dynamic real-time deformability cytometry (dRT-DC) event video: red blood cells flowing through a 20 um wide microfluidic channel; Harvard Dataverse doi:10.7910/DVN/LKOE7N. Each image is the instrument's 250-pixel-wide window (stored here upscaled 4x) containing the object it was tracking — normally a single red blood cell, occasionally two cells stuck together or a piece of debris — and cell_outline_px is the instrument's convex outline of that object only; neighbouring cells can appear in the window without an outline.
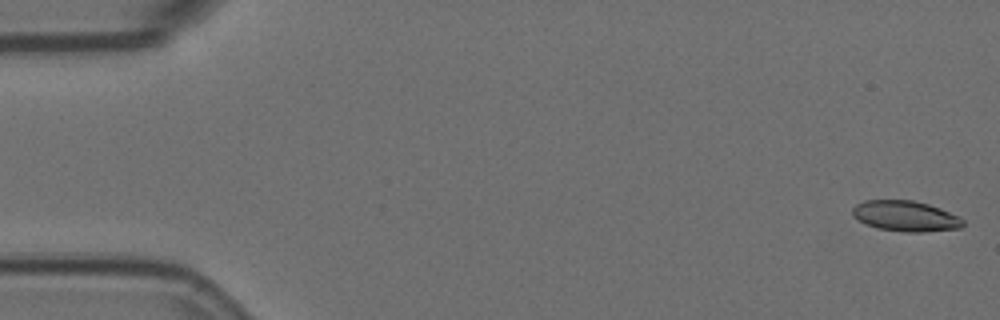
{"species": "Egyptian fruit bat (a non-hibernating species)", "species_latin": "Rousettus aegyptiacus", "temperature_condition": "room temperature", "stored_images_in_passage": 14, "camera_frame_rate_fps": 3000, "um_per_image_px": 0.085, "animal": {"sex": "female"}, "frame": {"image": 1, "passage_image": 1, "time_ms": 0.0, "image_size_px": [1000, 320], "cell_outline_px": [[964, 224], [960, 228], [920, 232], [904, 232], [880, 228], [868, 224], [852, 216], [852, 208], [856, 204], [864, 200], [912, 200], [928, 204], [940, 208], [960, 216], [964, 220]], "centroid_in_image_um": [76.99, 18.35], "position_along_channel_um": 8.0, "area_um2": 19.59}}
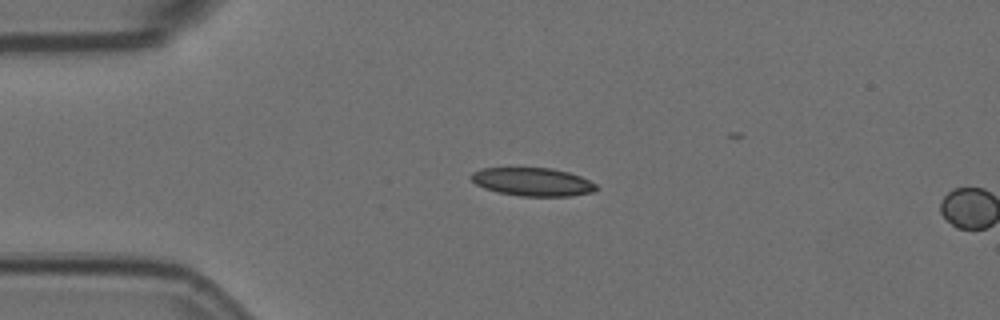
{"frame": {"image": 2, "passage_image": 13, "time_ms": 4.0, "image_size_px": [1000, 320], "cell_outline_px": [[600, 188], [592, 192], [572, 196], [520, 196], [496, 192], [484, 188], [476, 184], [468, 176], [472, 172], [480, 168], [552, 168], [568, 172], [580, 176], [596, 184]], "centroid_in_image_um": [45.25, 15.46], "position_along_channel_um": 39.7, "area_um2": 20.75}}